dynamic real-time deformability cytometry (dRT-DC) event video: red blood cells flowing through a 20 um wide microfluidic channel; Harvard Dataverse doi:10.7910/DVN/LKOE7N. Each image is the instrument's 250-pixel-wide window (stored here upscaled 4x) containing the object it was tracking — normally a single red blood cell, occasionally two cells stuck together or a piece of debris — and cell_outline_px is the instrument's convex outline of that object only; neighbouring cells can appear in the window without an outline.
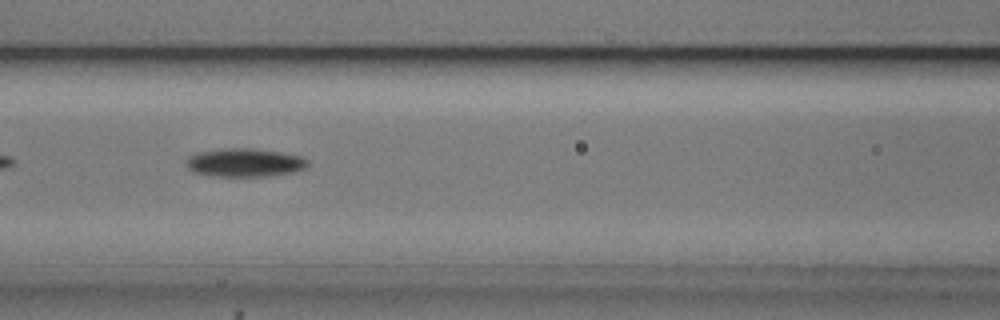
{"species": "common noctule bat (a hibernating species)", "species_latin": "Nyctalus noctula", "temperature_condition": "cold", "stored_images_in_passage": 7, "camera_frame_rate_fps": 3000, "um_per_image_px": 0.085, "animal": {"sex": "male", "body_mass_g": 20.5, "forearm_length_mm": 52.5}, "frame": {"image": 1, "passage_image": 4, "time_ms": 3.333, "image_size_px": [1000, 320], "cell_outline_px": [[308, 164], [304, 168], [296, 172], [268, 176], [208, 176], [192, 172], [188, 168], [188, 156], [196, 152], [224, 148], [256, 148], [280, 152], [300, 156], [308, 160]], "centroid_in_image_um": [20.79, 13.82], "position_along_channel_um": 145.8, "area_um2": 20.29}}
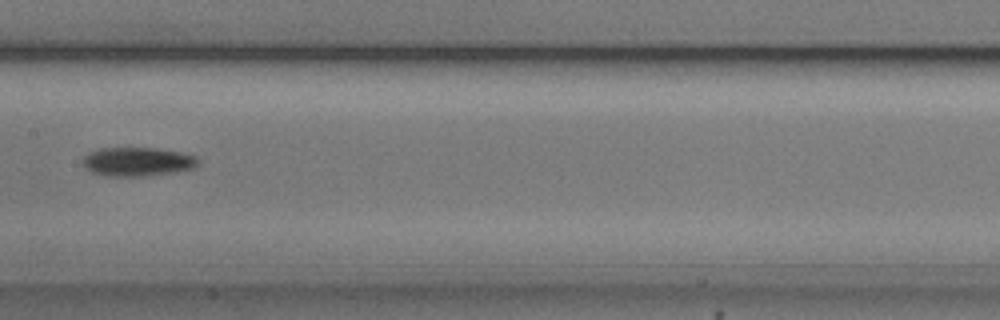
{"frame": {"image": 2, "passage_image": 5, "time_ms": 4.667, "image_size_px": [1000, 320], "cell_outline_px": [[200, 164], [196, 168], [176, 172], [140, 176], [108, 176], [92, 172], [84, 164], [84, 156], [88, 152], [96, 148], [160, 148], [180, 152], [196, 156], [200, 160]], "centroid_in_image_um": [11.75, 13.73], "position_along_channel_um": 195.6, "area_um2": 19.54}}
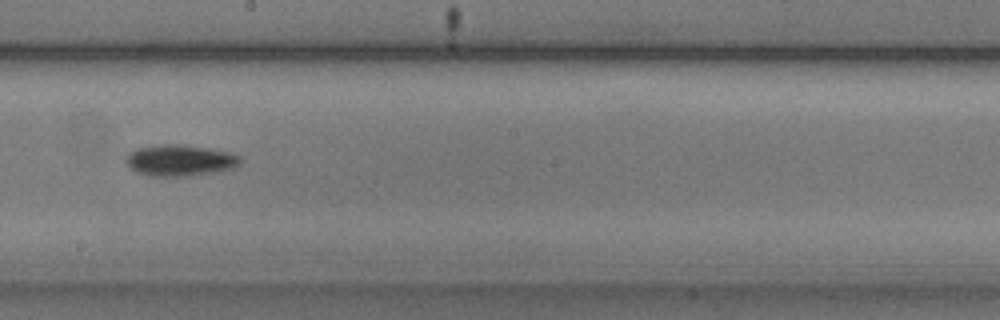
{"frame": {"image": 3, "passage_image": 6, "time_ms": 5.667, "image_size_px": [1000, 320], "cell_outline_px": [[240, 164], [232, 168], [216, 172], [184, 176], [152, 176], [136, 172], [124, 160], [136, 148], [160, 144], [184, 144], [232, 152], [240, 156]], "centroid_in_image_um": [15.32, 13.62], "position_along_channel_um": 232.9, "area_um2": 20.81}}